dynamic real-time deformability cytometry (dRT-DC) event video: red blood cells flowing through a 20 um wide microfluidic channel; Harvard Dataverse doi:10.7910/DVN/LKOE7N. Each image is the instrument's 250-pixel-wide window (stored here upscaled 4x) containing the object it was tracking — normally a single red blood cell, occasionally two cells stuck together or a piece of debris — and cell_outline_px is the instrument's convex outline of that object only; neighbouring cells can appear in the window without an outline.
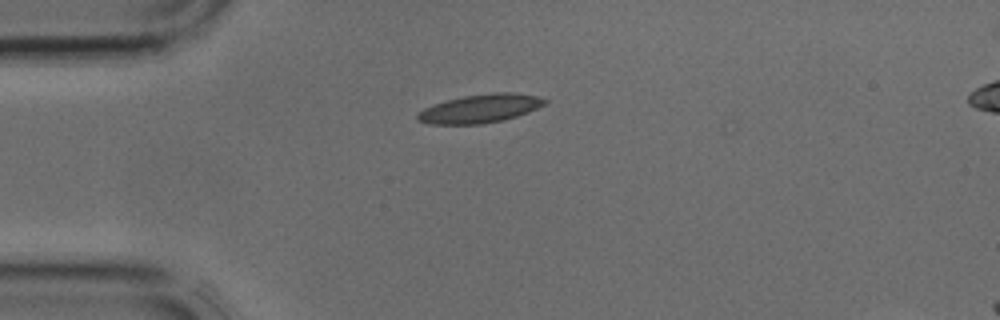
{"species": "common noctule bat (a hibernating species)", "species_latin": "Nyctalus noctula", "temperature_condition": "cold", "stored_images_in_passage": 3, "camera_frame_rate_fps": 3000, "um_per_image_px": 0.085, "animal": {"sex": "male", "body_mass_g": 17.9, "forearm_length_mm": 54.2}, "frame": {"image": 1, "passage_image": 1, "time_ms": 0.0, "image_size_px": [1000, 320], "cell_outline_px": [[548, 100], [544, 104], [528, 112], [504, 120], [480, 124], [428, 124], [416, 120], [416, 116], [424, 108], [448, 100], [464, 96], [496, 92], [508, 92], [536, 96]], "centroid_in_image_um": [40.79, 9.24], "position_along_channel_um": 44.2, "area_um2": 20.81}}